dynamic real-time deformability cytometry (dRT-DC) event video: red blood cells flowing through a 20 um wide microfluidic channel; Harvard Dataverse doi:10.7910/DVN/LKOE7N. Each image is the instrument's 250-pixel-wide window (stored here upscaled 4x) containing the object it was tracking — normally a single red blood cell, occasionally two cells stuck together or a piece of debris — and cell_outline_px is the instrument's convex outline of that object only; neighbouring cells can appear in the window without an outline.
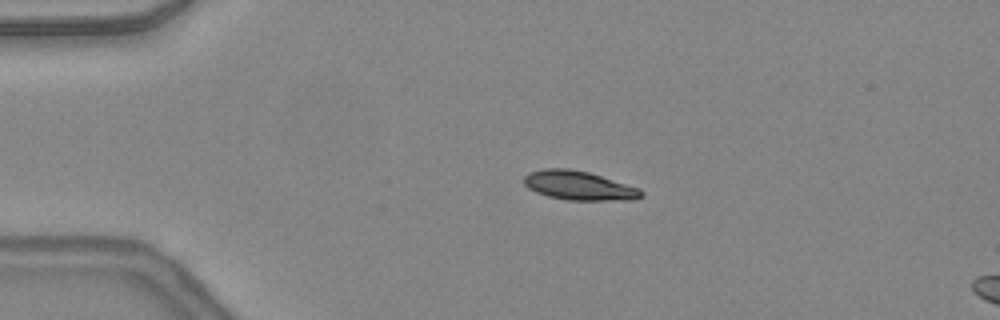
{"species": "common noctule bat (a hibernating species)", "species_latin": "Nyctalus noctula", "temperature_condition": "warm", "stored_images_in_passage": 41, "camera_frame_rate_fps": 3000, "um_per_image_px": 0.085, "animal": {"sex": "female", "body_mass_g": 24.6, "forearm_length_mm": 56.2}, "frame": {"image": 1, "passage_image": 4, "time_ms": 1.0, "image_size_px": [1000, 320], "cell_outline_px": [[644, 196], [636, 200], [568, 200], [548, 196], [536, 192], [528, 188], [524, 184], [524, 176], [528, 172], [544, 168], [568, 168], [588, 172], [640, 188], [644, 192]], "centroid_in_image_um": [49.22, 15.77], "position_along_channel_um": 35.8, "area_um2": 20.0}}
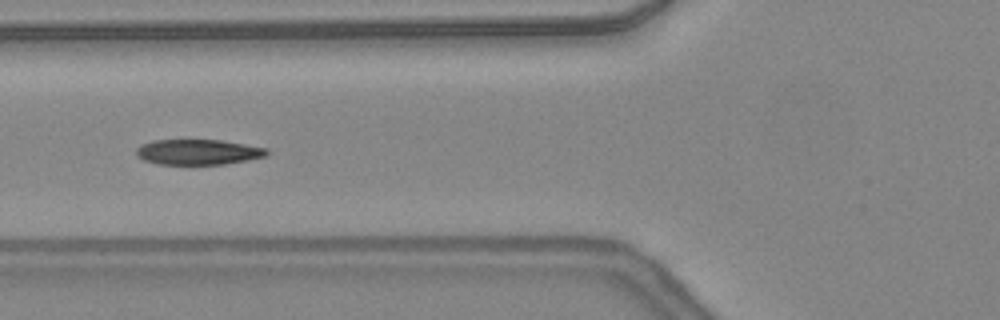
{"frame": {"image": 2, "passage_image": 12, "time_ms": 3.667, "image_size_px": [1000, 320], "cell_outline_px": [[268, 152], [264, 156], [248, 160], [224, 164], [160, 164], [144, 160], [136, 156], [136, 148], [140, 144], [152, 140], [220, 140], [268, 148]], "centroid_in_image_um": [16.8, 12.92], "position_along_channel_um": 109.0, "area_um2": 19.25}}
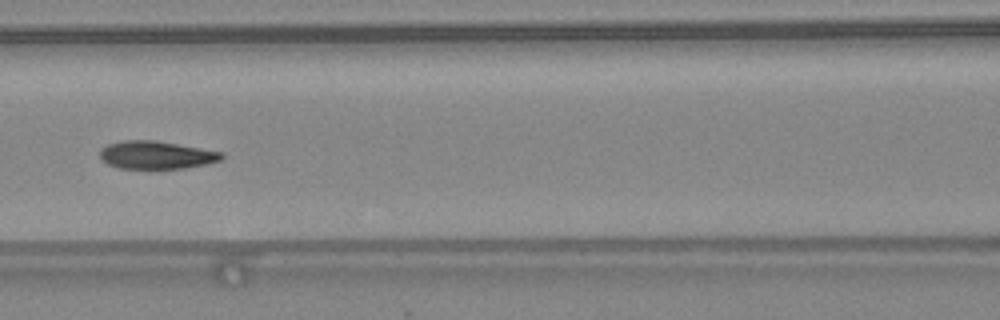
{"frame": {"image": 3, "passage_image": 15, "time_ms": 4.667, "image_size_px": [1000, 320], "cell_outline_px": [[224, 156], [220, 160], [208, 164], [184, 168], [116, 168], [100, 160], [100, 148], [108, 144], [124, 140], [152, 140], [224, 152]], "centroid_in_image_um": [13.26, 13.18], "position_along_channel_um": 153.3, "area_um2": 19.77}, "authors_computed_cell_mechanics": {"area_um2": 20.1144, "velocity_mm_per_s": 4.3873, "shape_relaxation_time_tau1_ms": 6.2699, "shape_relaxation_time_tau2_ms": 1.7434, "deformation_change_tau1": 0.2061, "deformation_change_tau2": 0.0553}}